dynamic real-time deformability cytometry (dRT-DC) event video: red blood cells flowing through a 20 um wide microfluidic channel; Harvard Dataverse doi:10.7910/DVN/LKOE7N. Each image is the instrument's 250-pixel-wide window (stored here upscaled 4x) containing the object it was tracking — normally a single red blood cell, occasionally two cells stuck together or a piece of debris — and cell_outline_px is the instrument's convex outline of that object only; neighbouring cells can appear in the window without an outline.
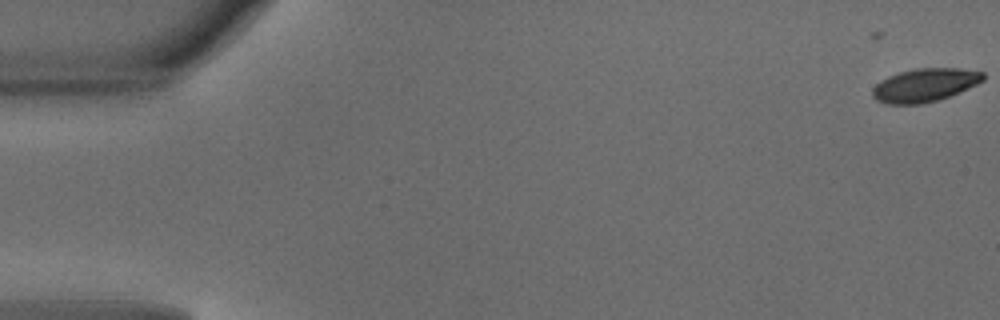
{"species": "common noctule bat (a hibernating species)", "species_latin": "Nyctalus noctula", "temperature_condition": "warm", "stored_images_in_passage": 3, "camera_frame_rate_fps": 3000, "um_per_image_px": 0.085, "animal": {"sex": "male", "body_mass_g": 18.8}, "frame": {"image": 1, "passage_image": 3, "time_ms": 0.667, "image_size_px": [1000, 320], "cell_outline_px": [[984, 80], [968, 88], [948, 96], [936, 100], [920, 104], [888, 104], [876, 100], [872, 96], [872, 88], [880, 80], [888, 76], [900, 72], [916, 68], [960, 68], [984, 72]], "centroid_in_image_um": [78.58, 7.22], "position_along_channel_um": 6.4, "area_um2": 21.39}}